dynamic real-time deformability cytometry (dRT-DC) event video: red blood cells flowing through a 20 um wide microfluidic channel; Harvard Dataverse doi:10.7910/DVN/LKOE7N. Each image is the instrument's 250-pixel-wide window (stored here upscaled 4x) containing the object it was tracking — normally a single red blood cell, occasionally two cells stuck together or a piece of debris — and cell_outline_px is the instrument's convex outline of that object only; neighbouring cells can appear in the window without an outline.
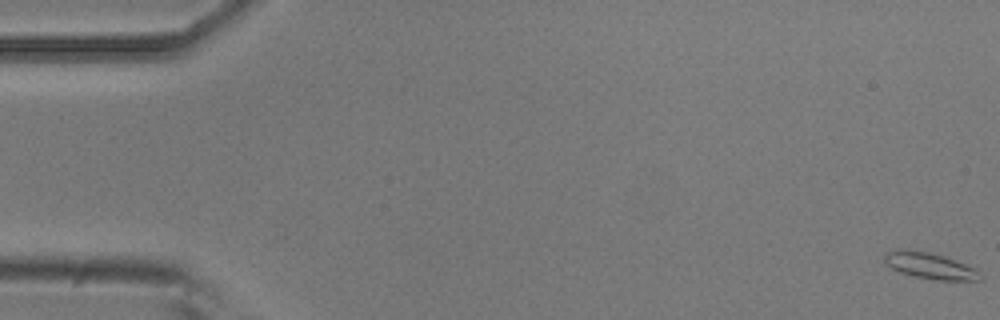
{"species": "common noctule bat (a hibernating species)", "species_latin": "Nyctalus noctula", "temperature_condition": "room temperature", "stored_images_in_passage": 8, "camera_frame_rate_fps": 3000, "um_per_image_px": 0.085, "animal": {"sex": "male", "body_mass_g": 20.5, "forearm_length_mm": 52.5}, "frame": {"image": 1, "passage_image": 1, "time_ms": 0.0, "image_size_px": [1000, 320], "cell_outline_px": [[984, 280], [940, 280], [912, 276], [900, 272], [892, 268], [884, 260], [884, 252], [928, 252], [944, 256], [976, 268], [984, 276]], "centroid_in_image_um": [79.17, 22.64], "position_along_channel_um": 5.8, "area_um2": 14.1}}
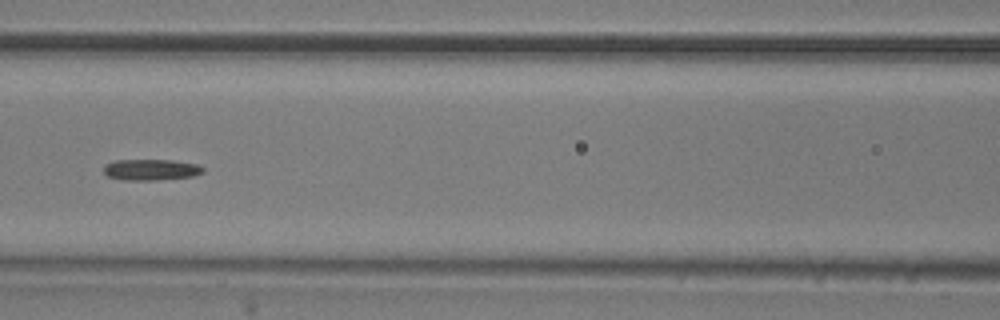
{"frame": {"image": 2, "passage_image": 7, "time_ms": 2.0, "image_size_px": [1000, 320], "cell_outline_px": [[204, 172], [192, 176], [156, 180], [124, 180], [108, 176], [104, 172], [104, 164], [116, 160], [172, 160], [196, 164], [204, 168]], "centroid_in_image_um": [12.82, 14.42], "position_along_channel_um": 153.8, "area_um2": 12.14}}
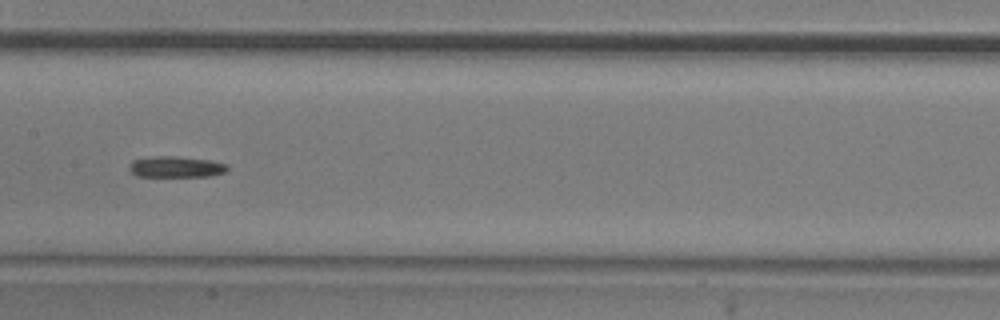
{"frame": {"image": 3, "passage_image": 8, "time_ms": 2.333, "image_size_px": [1000, 320], "cell_outline_px": [[228, 168], [224, 172], [212, 176], [136, 176], [128, 168], [132, 160], [152, 156], [176, 156], [212, 160], [228, 164]], "centroid_in_image_um": [14.97, 14.17], "position_along_channel_um": 192.4, "area_um2": 12.14}}